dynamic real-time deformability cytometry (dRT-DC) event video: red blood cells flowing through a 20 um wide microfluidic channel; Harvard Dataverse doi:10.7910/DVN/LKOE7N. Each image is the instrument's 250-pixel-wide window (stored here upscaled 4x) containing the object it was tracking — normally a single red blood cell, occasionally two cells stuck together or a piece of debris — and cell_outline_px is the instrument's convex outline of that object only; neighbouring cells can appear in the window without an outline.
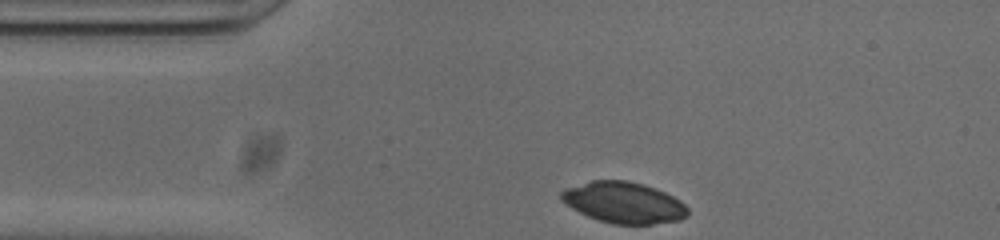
{"species": "common noctule bat (a hibernating species)", "species_latin": "Nyctalus noctula", "temperature_condition": "cold", "stored_images_in_passage": 32, "camera_frame_rate_fps": 3000, "um_per_image_px": 0.085, "animal": {"sex": "male", "body_mass_g": 20.0, "forearm_length_mm": 53.3}, "frame": {"image": 1, "passage_image": 1, "time_ms": 0.0, "image_size_px": [1000, 240], "cell_outline_px": [[688, 216], [680, 220], [652, 224], [612, 224], [588, 216], [572, 208], [560, 200], [560, 192], [564, 188], [592, 180], [628, 180], [644, 184], [656, 188], [680, 200], [688, 208]], "centroid_in_image_um": [53.01, 17.21], "position_along_channel_um": 32.0, "area_um2": 30.46}}
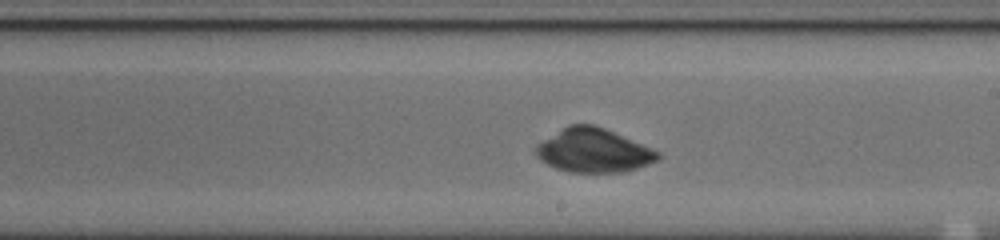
{"frame": {"image": 2, "passage_image": 20, "time_ms": 6.333, "image_size_px": [1000, 240], "cell_outline_px": [[660, 160], [624, 172], [568, 172], [556, 168], [540, 160], [536, 156], [536, 144], [568, 124], [596, 124], [652, 148], [660, 152]], "centroid_in_image_um": [50.45, 12.78], "position_along_channel_um": 238.6, "area_um2": 31.27}}
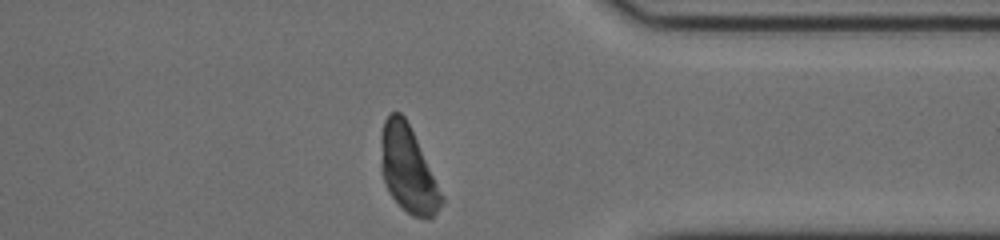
{"frame": {"image": 3, "passage_image": 32, "time_ms": 10.333, "image_size_px": [1000, 240], "cell_outline_px": [[444, 200], [440, 208], [432, 216], [412, 216], [388, 192], [384, 184], [380, 168], [380, 132], [384, 120], [392, 112], [400, 112], [404, 116], [444, 196]], "centroid_in_image_um": [34.63, 14.37], "position_along_channel_um": 376.8, "area_um2": 30.06}}